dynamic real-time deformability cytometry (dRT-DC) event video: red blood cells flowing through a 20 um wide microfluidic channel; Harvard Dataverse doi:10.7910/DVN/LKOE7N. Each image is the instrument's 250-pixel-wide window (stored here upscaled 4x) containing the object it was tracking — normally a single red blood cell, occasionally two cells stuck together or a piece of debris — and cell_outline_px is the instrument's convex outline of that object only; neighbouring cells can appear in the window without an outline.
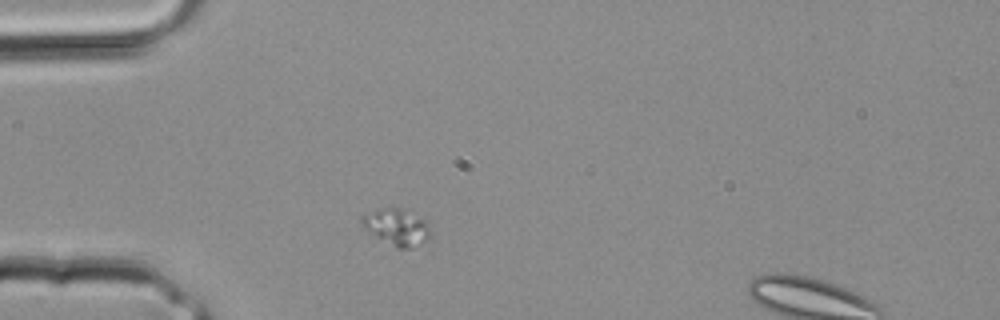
{"species": "common noctule bat (a hibernating species)", "species_latin": "Nyctalus noctula", "temperature_condition": "room temperature", "stored_images_in_passage": 2, "camera_frame_rate_fps": 3000, "um_per_image_px": 0.085, "animal": {"sex": "male", "body_mass_g": 20.4}, "frame": {"image": 1, "passage_image": 1, "time_ms": 0.0, "image_size_px": [1000, 320], "cell_outline_px": [[432, 236], [420, 244], [408, 248], [396, 248], [376, 236], [364, 228], [360, 224], [360, 216], [380, 208], [396, 208], [424, 220], [432, 232]], "centroid_in_image_um": [33.69, 19.32], "position_along_channel_um": 51.3, "area_um2": 14.22}}